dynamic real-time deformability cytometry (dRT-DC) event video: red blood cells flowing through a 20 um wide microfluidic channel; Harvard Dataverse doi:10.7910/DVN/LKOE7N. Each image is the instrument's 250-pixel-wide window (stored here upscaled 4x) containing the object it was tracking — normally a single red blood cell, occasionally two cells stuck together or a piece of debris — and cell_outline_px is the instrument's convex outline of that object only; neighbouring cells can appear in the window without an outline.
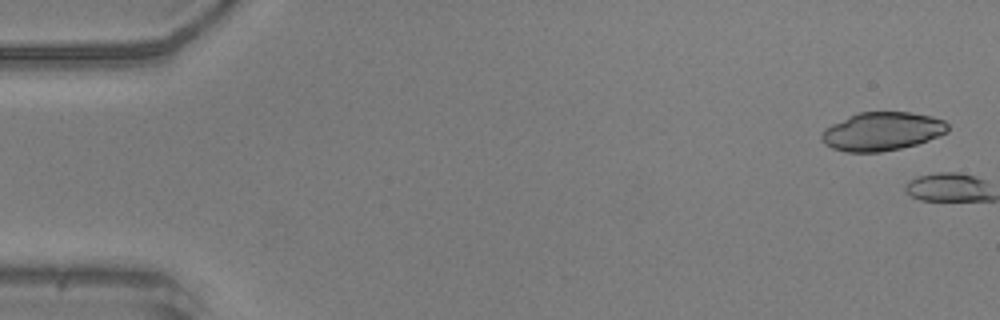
{"species": "common noctule bat (a hibernating species)", "species_latin": "Nyctalus noctula", "temperature_condition": "warm", "stored_images_in_passage": 3, "camera_frame_rate_fps": 3000, "um_per_image_px": 0.085, "animal": {"sex": "male", "body_mass_g": 20.5, "forearm_length_mm": 52.5}, "frame": {"image": 1, "passage_image": 2, "time_ms": 0.333, "image_size_px": [1000, 320], "cell_outline_px": [[948, 128], [944, 132], [924, 140], [912, 144], [896, 148], [872, 152], [856, 152], [836, 148], [828, 144], [824, 132], [828, 128], [852, 116], [864, 112], [904, 112], [924, 116], [940, 120]], "centroid_in_image_um": [74.98, 11.15], "position_along_channel_um": 10.0, "area_um2": 25.84}}